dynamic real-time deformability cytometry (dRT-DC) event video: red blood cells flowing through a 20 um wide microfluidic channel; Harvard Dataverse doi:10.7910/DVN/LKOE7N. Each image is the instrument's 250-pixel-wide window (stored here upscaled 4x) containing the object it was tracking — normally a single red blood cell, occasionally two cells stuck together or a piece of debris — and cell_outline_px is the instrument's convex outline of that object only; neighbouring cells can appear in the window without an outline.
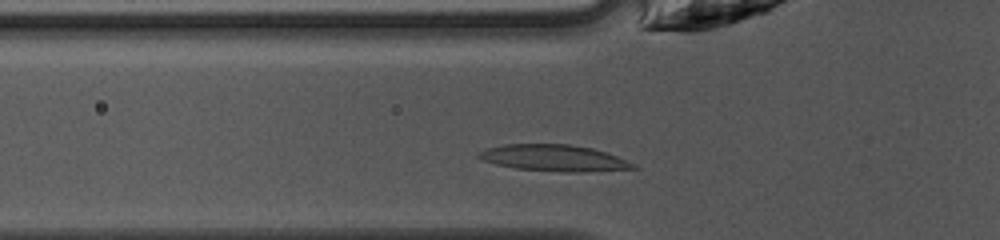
{"species": "common noctule bat (a hibernating species)", "species_latin": "Nyctalus noctula", "temperature_condition": "warm", "stored_images_in_passage": 11, "camera_frame_rate_fps": 3000, "um_per_image_px": 0.085, "animal": {"sex": "female", "body_mass_g": 10.0, "forearm_length_mm": 53.1}, "frame": {"image": 1, "passage_image": 2, "time_ms": 0.333, "image_size_px": [1000, 240], "cell_outline_px": [[640, 168], [584, 172], [568, 172], [516, 168], [496, 164], [480, 160], [476, 156], [480, 152], [488, 148], [504, 144], [568, 144], [592, 148], [616, 156], [636, 164]], "centroid_in_image_um": [47.09, 13.43], "position_along_channel_um": 78.7, "area_um2": 23.64}}
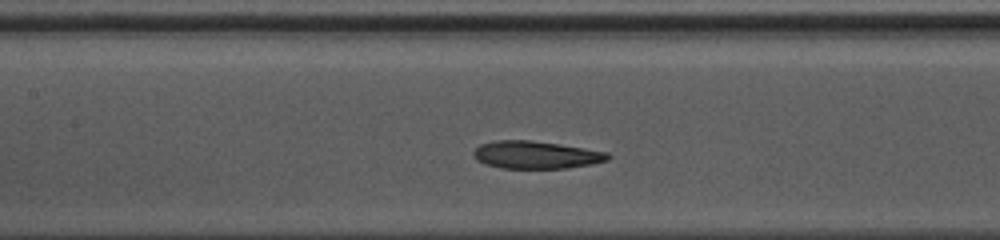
{"frame": {"image": 2, "passage_image": 8, "time_ms": 2.333, "image_size_px": [1000, 240], "cell_outline_px": [[612, 156], [608, 160], [592, 164], [564, 168], [500, 168], [484, 164], [476, 160], [472, 156], [472, 152], [480, 144], [496, 140], [532, 140], [560, 144], [608, 152]], "centroid_in_image_um": [45.53, 13.16], "position_along_channel_um": 161.9, "area_um2": 21.79}}
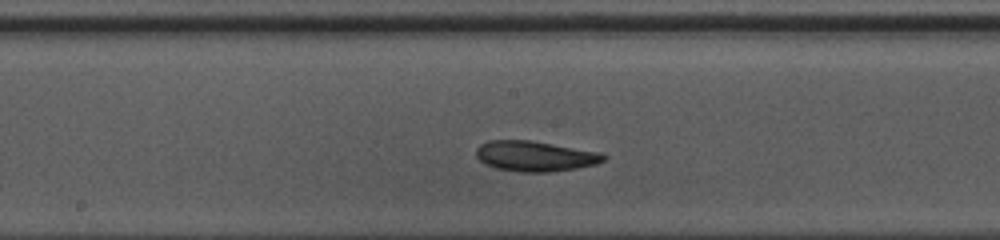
{"frame": {"image": 3, "passage_image": 11, "time_ms": 3.333, "image_size_px": [1000, 240], "cell_outline_px": [[608, 156], [604, 160], [596, 164], [576, 168], [552, 172], [520, 172], [496, 168], [484, 164], [476, 156], [476, 148], [480, 144], [488, 140], [528, 140], [600, 152]], "centroid_in_image_um": [45.46, 13.27], "position_along_channel_um": 202.7, "area_um2": 22.54}}